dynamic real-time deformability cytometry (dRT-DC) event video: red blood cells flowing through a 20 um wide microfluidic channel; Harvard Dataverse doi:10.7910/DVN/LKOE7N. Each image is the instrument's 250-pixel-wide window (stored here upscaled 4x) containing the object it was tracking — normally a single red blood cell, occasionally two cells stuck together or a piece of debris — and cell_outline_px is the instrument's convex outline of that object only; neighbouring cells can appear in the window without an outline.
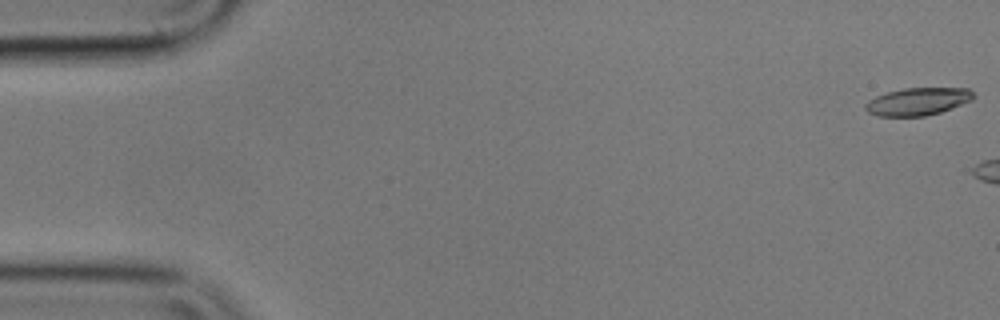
{"species": "common noctule bat (a hibernating species)", "species_latin": "Nyctalus noctula", "temperature_condition": "cold", "stored_images_in_passage": 16, "camera_frame_rate_fps": 3000, "um_per_image_px": 0.085, "animal": {"sex": "male", "body_mass_g": 17.9}, "frame": {"image": 1, "passage_image": 1, "time_ms": 0.0, "image_size_px": [1000, 320], "cell_outline_px": [[976, 96], [972, 100], [952, 108], [940, 112], [924, 116], [876, 116], [868, 112], [864, 108], [864, 104], [868, 100], [876, 96], [888, 92], [904, 88], [968, 88]], "centroid_in_image_um": [78.0, 8.63], "position_along_channel_um": 7.0, "area_um2": 17.4}}